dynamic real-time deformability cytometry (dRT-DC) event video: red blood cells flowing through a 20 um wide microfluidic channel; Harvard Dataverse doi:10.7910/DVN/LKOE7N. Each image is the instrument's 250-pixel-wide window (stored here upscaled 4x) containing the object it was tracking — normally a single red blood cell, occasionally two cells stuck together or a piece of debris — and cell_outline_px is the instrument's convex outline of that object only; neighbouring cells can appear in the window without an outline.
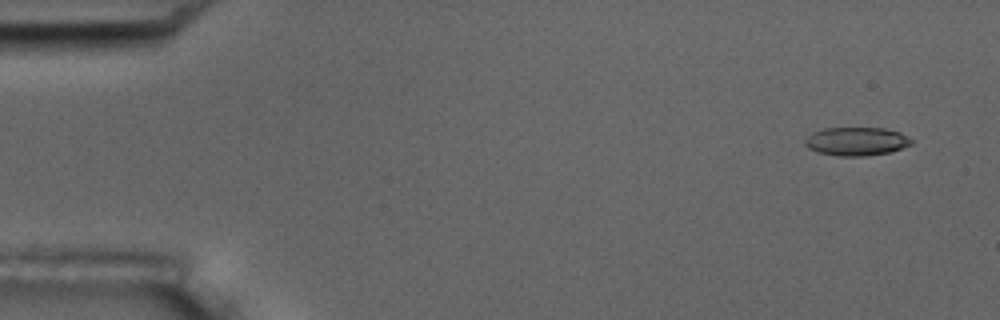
{"species": "common noctule bat (a hibernating species)", "species_latin": "Nyctalus noctula", "temperature_condition": "room temperature", "stored_images_in_passage": 4, "camera_frame_rate_fps": 3000, "um_per_image_px": 0.085, "animal": {"sex": "male", "body_mass_g": 17.5, "forearm_length_mm": 52.3}, "frame": {"image": 1, "passage_image": 1, "time_ms": 0.0, "image_size_px": [1000, 320], "cell_outline_px": [[912, 144], [888, 152], [864, 156], [840, 156], [820, 152], [808, 148], [804, 144], [804, 140], [812, 132], [824, 128], [884, 128], [900, 132], [912, 140]], "centroid_in_image_um": [72.77, 12.0], "position_along_channel_um": 12.2, "area_um2": 17.46}}
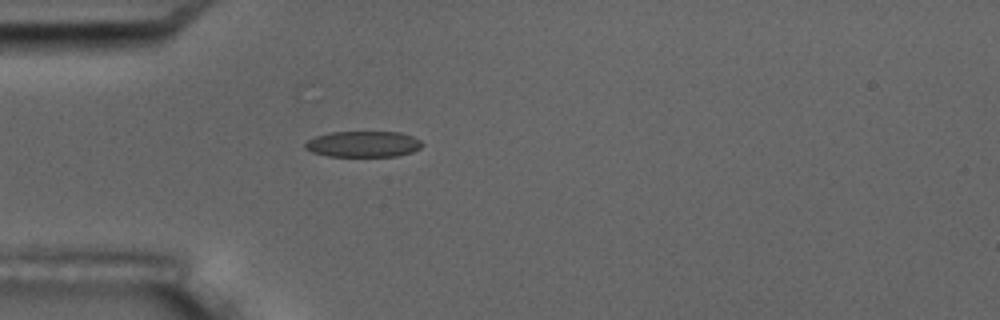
{"frame": {"image": 2, "passage_image": 4, "time_ms": 4.333, "image_size_px": [1000, 320], "cell_outline_px": [[424, 144], [420, 148], [412, 152], [396, 156], [328, 156], [312, 152], [304, 148], [304, 144], [308, 140], [316, 136], [332, 132], [400, 132], [412, 136], [420, 140]], "centroid_in_image_um": [30.88, 12.25], "position_along_channel_um": 54.1, "area_um2": 17.69}}